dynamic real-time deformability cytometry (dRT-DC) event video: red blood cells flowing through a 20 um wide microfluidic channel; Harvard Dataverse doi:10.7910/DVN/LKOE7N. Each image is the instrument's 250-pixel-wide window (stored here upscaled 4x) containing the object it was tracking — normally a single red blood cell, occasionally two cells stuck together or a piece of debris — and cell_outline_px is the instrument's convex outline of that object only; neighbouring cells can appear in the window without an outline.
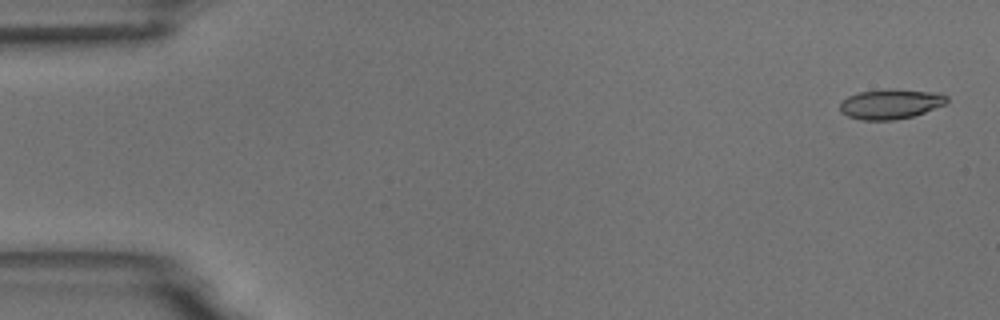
{"species": "common noctule bat (a hibernating species)", "species_latin": "Nyctalus noctula", "temperature_condition": "room temperature", "stored_images_in_passage": 5, "camera_frame_rate_fps": 3000, "um_per_image_px": 0.085, "animal": {"sex": "male", "body_mass_g": 18.8}, "frame": {"image": 1, "passage_image": 1, "time_ms": 0.0, "image_size_px": [1000, 320], "cell_outline_px": [[948, 100], [944, 104], [924, 112], [912, 116], [892, 120], [860, 120], [848, 116], [840, 112], [840, 100], [848, 96], [860, 92], [892, 88], [940, 92], [948, 96]], "centroid_in_image_um": [75.69, 8.82], "position_along_channel_um": 9.3, "area_um2": 18.79}}
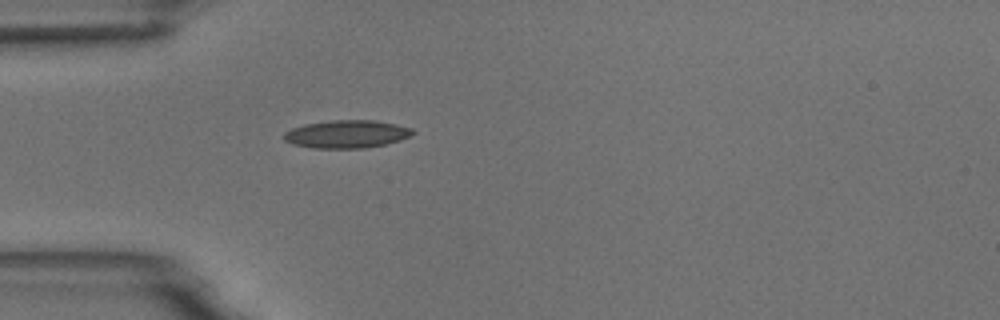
{"frame": {"image": 2, "passage_image": 5, "time_ms": 4.667, "image_size_px": [1000, 320], "cell_outline_px": [[416, 132], [400, 140], [384, 144], [364, 148], [312, 148], [292, 144], [284, 140], [284, 132], [292, 128], [304, 124], [332, 120], [376, 120], [396, 124], [412, 128]], "centroid_in_image_um": [29.46, 11.39], "position_along_channel_um": 55.5, "area_um2": 20.92}}